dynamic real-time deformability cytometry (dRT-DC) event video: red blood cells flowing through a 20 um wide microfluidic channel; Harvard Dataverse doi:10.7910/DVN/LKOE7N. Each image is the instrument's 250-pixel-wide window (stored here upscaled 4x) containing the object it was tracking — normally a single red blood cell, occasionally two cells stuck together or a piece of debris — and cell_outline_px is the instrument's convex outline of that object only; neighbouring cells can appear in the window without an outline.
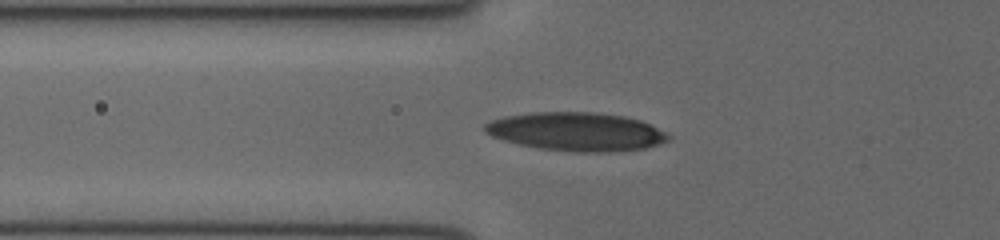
{"species": "human", "species_latin": "Homo sapiens", "temperature_condition": "cold", "stored_images_in_passage": 16, "camera_frame_rate_fps": 3000, "um_per_image_px": 0.085, "donor": {"sex": "female"}, "frame": {"image": 1, "passage_image": 5, "time_ms": 1.333, "image_size_px": [1000, 240], "cell_outline_px": [[672, 140], [660, 144], [644, 148], [608, 152], [576, 152], [536, 148], [504, 140], [492, 136], [484, 132], [484, 124], [492, 120], [504, 116], [532, 112], [596, 112], [624, 116], [640, 120], [672, 136]], "centroid_in_image_um": [48.99, 11.19], "position_along_channel_um": 76.8, "area_um2": 41.27}}
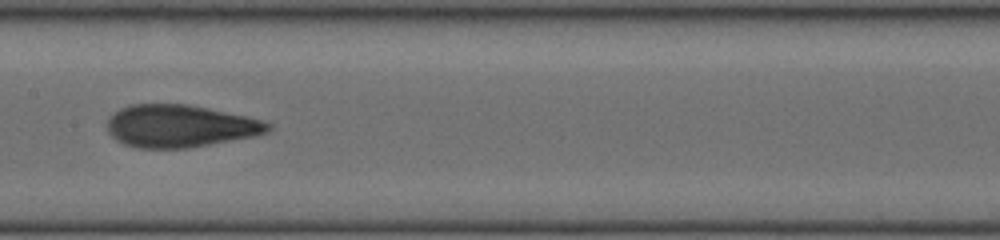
{"frame": {"image": 2, "passage_image": 10, "time_ms": 3.0, "image_size_px": [1000, 240], "cell_outline_px": [[272, 128], [268, 132], [252, 136], [184, 148], [140, 148], [124, 144], [116, 140], [108, 132], [108, 120], [120, 108], [132, 104], [188, 104], [248, 116], [272, 124]], "centroid_in_image_um": [15.29, 10.7], "position_along_channel_um": 192.1, "area_um2": 39.36}}
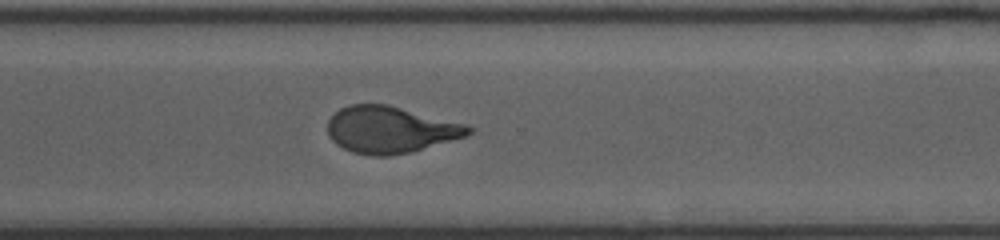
{"frame": {"image": 3, "passage_image": 16, "time_ms": 5.0, "image_size_px": [1000, 240], "cell_outline_px": [[472, 132], [464, 136], [408, 152], [388, 156], [372, 156], [352, 152], [336, 144], [328, 136], [328, 120], [340, 108], [352, 104], [388, 104], [468, 124], [472, 128]], "centroid_in_image_um": [33.15, 11.01], "position_along_channel_um": 337.4, "area_um2": 38.09}}